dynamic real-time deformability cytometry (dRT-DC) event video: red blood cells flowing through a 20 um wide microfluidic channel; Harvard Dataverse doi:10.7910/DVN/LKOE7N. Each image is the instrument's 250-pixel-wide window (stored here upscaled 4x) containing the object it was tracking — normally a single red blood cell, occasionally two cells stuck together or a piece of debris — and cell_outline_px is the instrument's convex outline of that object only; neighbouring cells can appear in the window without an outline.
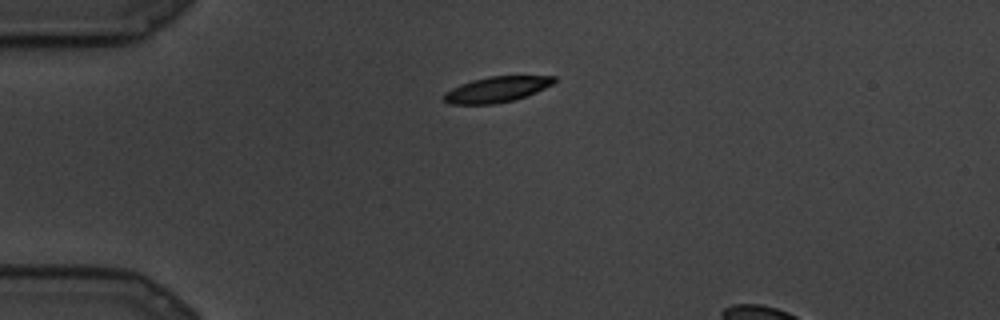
{"species": "common noctule bat (a hibernating species)", "species_latin": "Nyctalus noctula", "temperature_condition": "cold", "stored_images_in_passage": 63, "camera_frame_rate_fps": 3000, "um_per_image_px": 0.085, "animal": {"sex": "male", "body_mass_g": 19.5, "forearm_length_mm": 54.6}, "frame": {"image": 1, "passage_image": 1, "time_ms": 0.0, "image_size_px": [1000, 320], "cell_outline_px": [[556, 80], [552, 84], [536, 92], [516, 100], [496, 104], [448, 104], [440, 100], [440, 96], [444, 92], [460, 84], [472, 80], [492, 76], [556, 76]], "centroid_in_image_um": [42.15, 7.62], "position_along_channel_um": 42.9, "area_um2": 16.7}}
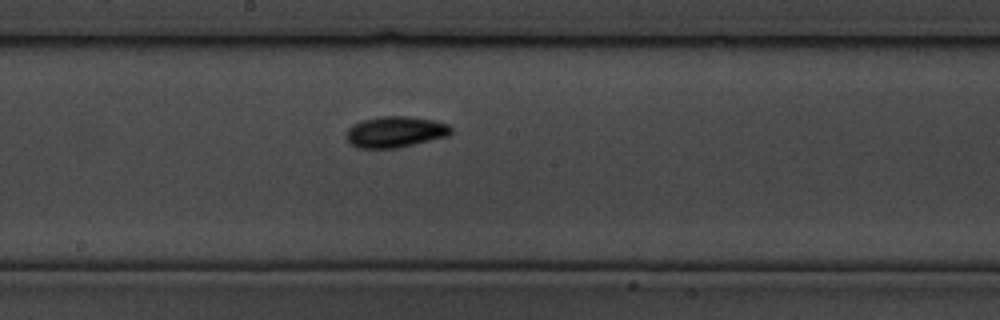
{"frame": {"image": 2, "passage_image": 28, "time_ms": 9.0, "image_size_px": [1000, 320], "cell_outline_px": [[452, 132], [448, 136], [396, 148], [356, 148], [344, 136], [348, 128], [352, 124], [360, 120], [380, 116], [408, 116], [432, 120], [448, 124], [452, 128]], "centroid_in_image_um": [33.56, 11.2], "position_along_channel_um": 214.6, "area_um2": 19.07}}
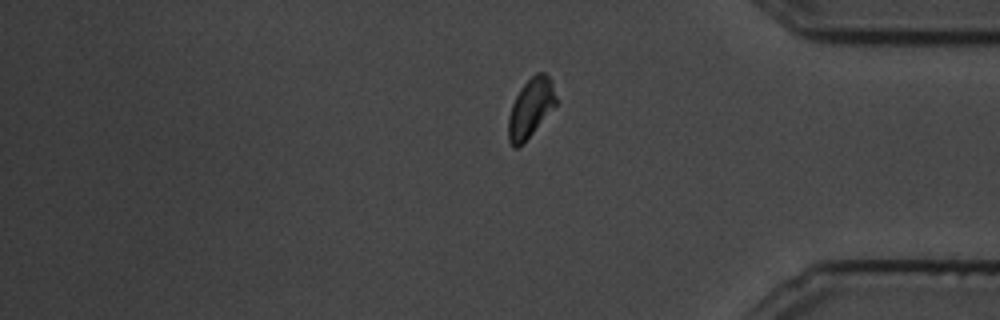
{"frame": {"image": 3, "passage_image": 54, "time_ms": 17.667, "image_size_px": [1000, 320], "cell_outline_px": [[556, 104], [532, 132], [516, 148], [512, 148], [508, 140], [508, 116], [512, 104], [516, 96], [524, 84], [536, 72], [544, 72], [552, 80], [556, 96]], "centroid_in_image_um": [45.09, 9.14], "position_along_channel_um": 390.1, "area_um2": 15.95}}